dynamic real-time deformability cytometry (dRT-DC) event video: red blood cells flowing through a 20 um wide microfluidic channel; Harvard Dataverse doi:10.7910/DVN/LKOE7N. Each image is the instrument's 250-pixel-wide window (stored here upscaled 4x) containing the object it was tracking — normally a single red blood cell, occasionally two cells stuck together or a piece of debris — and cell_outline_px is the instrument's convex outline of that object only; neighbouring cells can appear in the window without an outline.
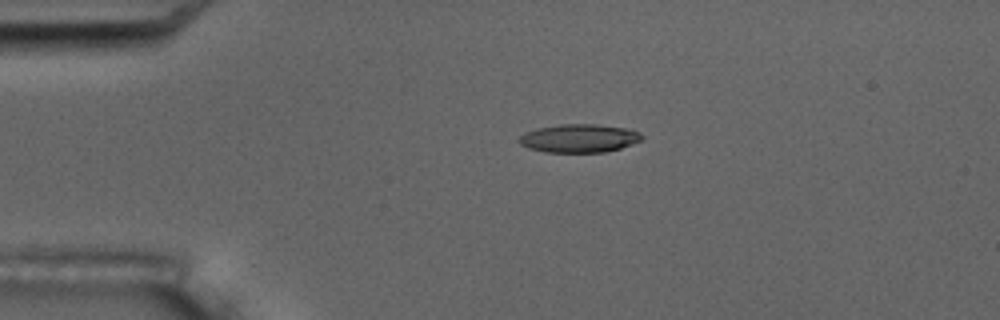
{"species": "common noctule bat (a hibernating species)", "species_latin": "Nyctalus noctula", "temperature_condition": "room temperature", "stored_images_in_passage": 5, "camera_frame_rate_fps": 3000, "um_per_image_px": 0.085, "animal": {"sex": "male", "body_mass_g": 17.5, "forearm_length_mm": 52.3}, "frame": {"image": 1, "passage_image": 4, "time_ms": 3.667, "image_size_px": [1000, 320], "cell_outline_px": [[644, 136], [640, 140], [632, 144], [620, 148], [604, 152], [544, 152], [528, 148], [520, 144], [520, 136], [524, 132], [536, 128], [560, 124], [596, 124], [624, 128], [640, 132]], "centroid_in_image_um": [49.21, 11.75], "position_along_channel_um": 35.8, "area_um2": 20.23}}